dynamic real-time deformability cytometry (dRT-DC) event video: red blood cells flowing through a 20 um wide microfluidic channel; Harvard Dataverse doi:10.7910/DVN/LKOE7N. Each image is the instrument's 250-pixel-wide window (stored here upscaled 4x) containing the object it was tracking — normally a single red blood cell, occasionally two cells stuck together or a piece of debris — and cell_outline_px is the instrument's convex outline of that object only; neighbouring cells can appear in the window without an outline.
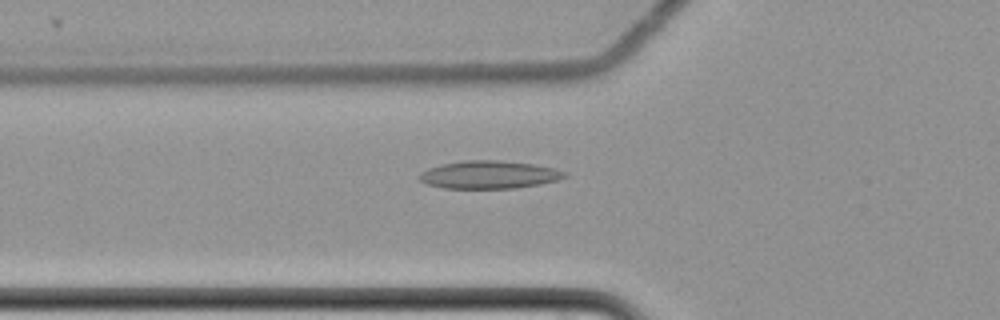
{"species": "common noctule bat (a hibernating species)", "species_latin": "Nyctalus noctula", "temperature_condition": "cold", "stored_images_in_passage": 61, "camera_frame_rate_fps": 3000, "um_per_image_px": 0.085, "animal": {"sex": "female", "body_mass_g": 22.7, "forearm_length_mm": 54.2}, "frame": {"image": 1, "passage_image": 23, "time_ms": 7.333, "image_size_px": [1000, 320], "cell_outline_px": [[568, 176], [556, 180], [540, 184], [516, 188], [444, 188], [424, 184], [416, 176], [420, 172], [428, 168], [440, 164], [464, 160], [500, 160], [536, 164], [568, 172]], "centroid_in_image_um": [41.53, 14.84], "position_along_channel_um": 84.3, "area_um2": 23.87}}
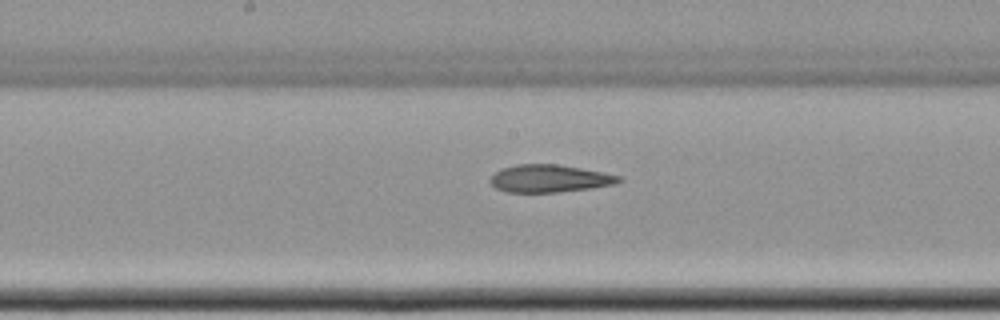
{"frame": {"image": 2, "passage_image": 33, "time_ms": 10.667, "image_size_px": [1000, 320], "cell_outline_px": [[624, 180], [616, 184], [592, 188], [560, 192], [504, 192], [496, 188], [488, 180], [496, 172], [504, 168], [516, 164], [556, 164], [604, 172], [620, 176]], "centroid_in_image_um": [46.74, 15.18], "position_along_channel_um": 201.5, "area_um2": 20.69}}
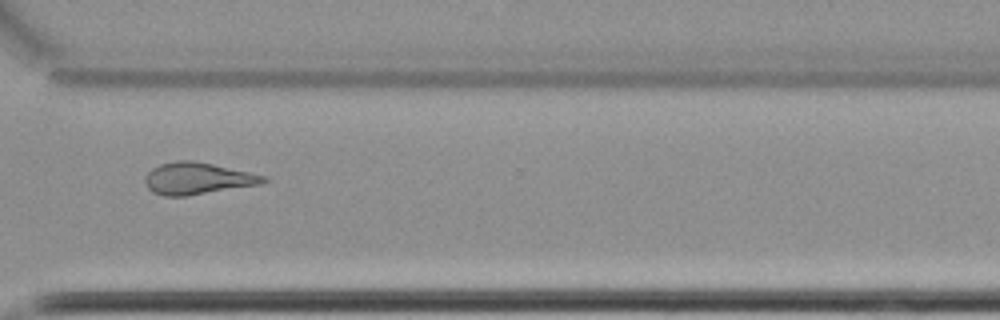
{"frame": {"image": 3, "passage_image": 46, "time_ms": 15.0, "image_size_px": [1000, 320], "cell_outline_px": [[268, 180], [260, 184], [188, 196], [164, 196], [152, 192], [148, 188], [144, 180], [144, 176], [152, 168], [160, 164], [176, 160], [192, 160], [212, 164], [268, 176]], "centroid_in_image_um": [16.76, 15.17], "position_along_channel_um": 353.8, "area_um2": 22.02}, "authors_computed_cell_mechanics": {"area_um2": 22.7732, "velocity_mm_per_s": 3.5131, "shape_relaxation_time_tau1_ms": null, "shape_relaxation_time_tau2_ms": 3.229, "deformation_change_tau1": null, "deformation_change_tau2": 0.1187}}